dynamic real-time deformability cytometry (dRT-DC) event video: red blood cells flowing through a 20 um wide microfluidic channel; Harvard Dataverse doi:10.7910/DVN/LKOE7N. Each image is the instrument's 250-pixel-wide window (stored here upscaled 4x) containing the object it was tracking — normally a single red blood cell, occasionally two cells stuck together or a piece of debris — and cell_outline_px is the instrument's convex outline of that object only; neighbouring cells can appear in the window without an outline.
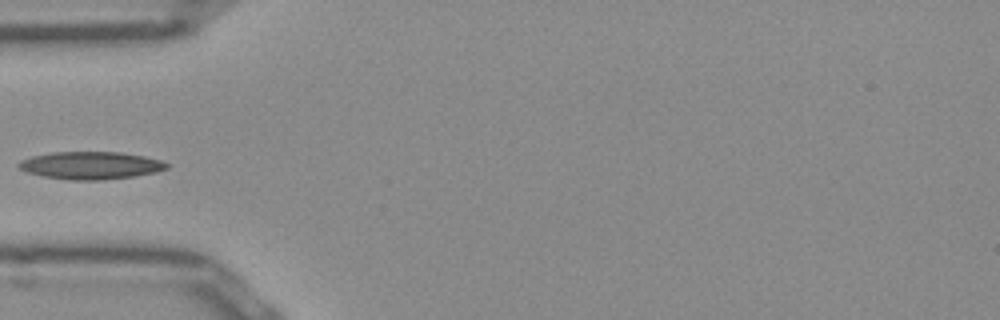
{"species": "Egyptian fruit bat (a non-hibernating species)", "species_latin": "Rousettus aegyptiacus", "temperature_condition": "room temperature", "stored_images_in_passage": 36, "camera_frame_rate_fps": 3000, "um_per_image_px": 0.085, "frame": {"image": 1, "passage_image": 1, "time_ms": 0.0, "image_size_px": [1000, 320], "cell_outline_px": [[168, 168], [156, 172], [132, 176], [104, 180], [68, 180], [44, 176], [28, 172], [20, 168], [16, 164], [20, 160], [32, 156], [52, 152], [120, 152], [144, 156], [160, 160], [168, 164]], "centroid_in_image_um": [7.7, 14.06], "position_along_channel_um": 77.3, "area_um2": 23.7}}
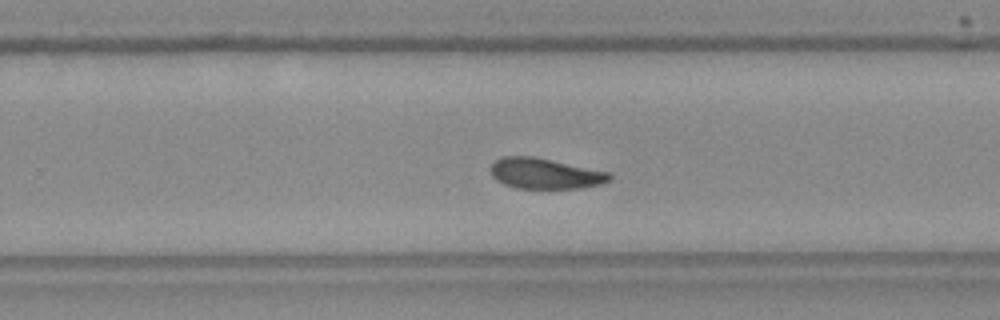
{"frame": {"image": 2, "passage_image": 17, "time_ms": 5.333, "image_size_px": [1000, 320], "cell_outline_px": [[612, 176], [608, 180], [600, 184], [584, 188], [516, 188], [504, 184], [496, 180], [492, 176], [492, 164], [500, 156], [532, 156], [608, 172]], "centroid_in_image_um": [46.29, 14.75], "position_along_channel_um": 283.5, "area_um2": 20.92}}
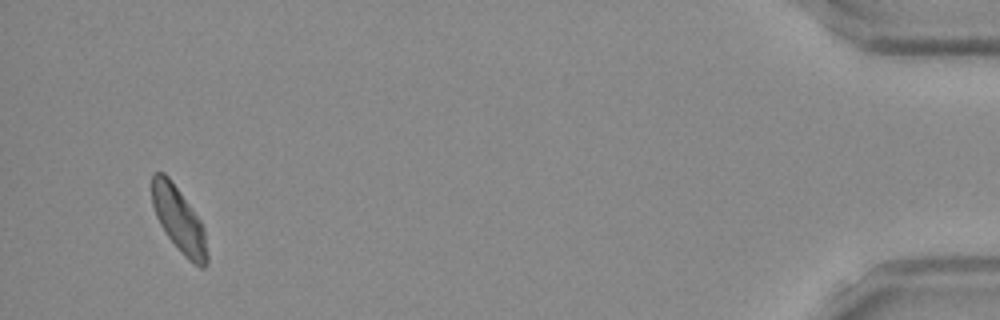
{"frame": {"image": 3, "passage_image": 34, "time_ms": 11.0, "image_size_px": [1000, 320], "cell_outline_px": [[208, 260], [204, 268], [200, 268], [188, 260], [184, 256], [168, 236], [160, 224], [156, 216], [152, 204], [152, 176], [156, 172], [164, 172], [168, 176], [200, 220], [204, 228], [208, 256]], "centroid_in_image_um": [15.21, 18.71], "position_along_channel_um": 420.0, "area_um2": 20.63}}